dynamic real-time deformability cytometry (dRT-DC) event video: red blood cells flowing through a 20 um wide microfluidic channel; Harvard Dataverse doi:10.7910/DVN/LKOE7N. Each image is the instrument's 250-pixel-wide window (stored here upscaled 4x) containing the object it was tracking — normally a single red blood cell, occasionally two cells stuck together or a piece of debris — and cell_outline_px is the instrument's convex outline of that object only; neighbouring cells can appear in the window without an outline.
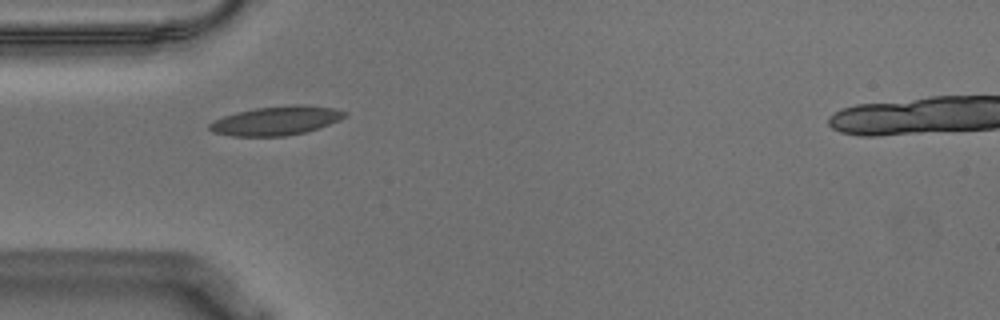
{"species": "Egyptian fruit bat (a non-hibernating species)", "species_latin": "Rousettus aegyptiacus", "temperature_condition": "warm", "stored_images_in_passage": 33, "camera_frame_rate_fps": 3000, "um_per_image_px": 0.085, "animal": {"sex": "male"}, "frame": {"image": 1, "passage_image": 1, "time_ms": 0.0, "image_size_px": [1000, 320], "cell_outline_px": [[348, 112], [340, 120], [304, 132], [284, 136], [232, 136], [212, 132], [208, 128], [208, 124], [212, 120], [236, 112], [256, 108], [296, 104], [304, 104], [332, 108]], "centroid_in_image_um": [23.43, 10.25], "position_along_channel_um": 61.6, "area_um2": 22.72}}
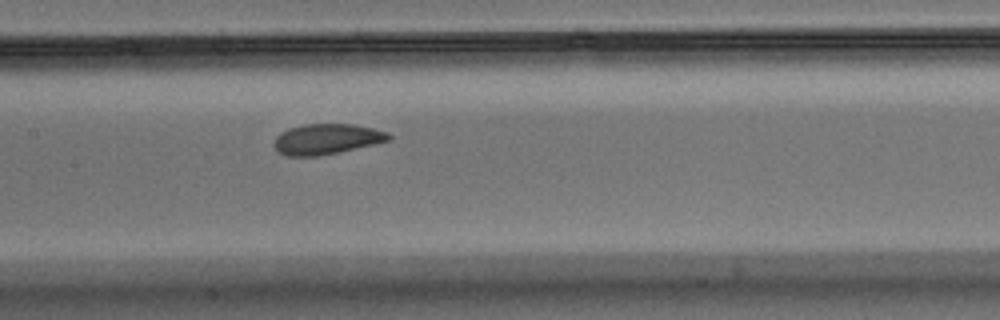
{"frame": {"image": 2, "passage_image": 11, "time_ms": 3.333, "image_size_px": [1000, 320], "cell_outline_px": [[392, 140], [340, 152], [320, 156], [288, 156], [280, 152], [272, 144], [276, 136], [280, 132], [288, 128], [304, 124], [352, 124], [372, 128], [388, 132], [392, 136]], "centroid_in_image_um": [27.77, 11.82], "position_along_channel_um": 179.6, "area_um2": 20.52}}
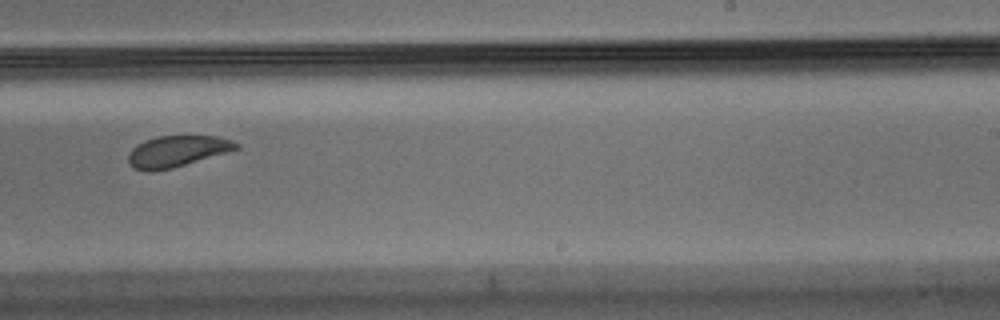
{"frame": {"image": 3, "passage_image": 19, "time_ms": 6.0, "image_size_px": [1000, 320], "cell_outline_px": [[240, 148], [228, 152], [172, 168], [152, 172], [148, 172], [136, 168], [128, 160], [128, 156], [132, 148], [144, 140], [156, 136], [220, 136], [232, 140], [240, 144]], "centroid_in_image_um": [15.08, 12.85], "position_along_channel_um": 273.9, "area_um2": 19.59}, "authors_computed_cell_mechanics": {"area_um2": 20.7502, "velocity_mm_per_s": 3.5525, "shape_relaxation_time_tau1_ms": 3.4276, "shape_relaxation_time_tau2_ms": 3.2547, "deformation_change_tau1": 0.098, "deformation_change_tau2": 0.0655}}